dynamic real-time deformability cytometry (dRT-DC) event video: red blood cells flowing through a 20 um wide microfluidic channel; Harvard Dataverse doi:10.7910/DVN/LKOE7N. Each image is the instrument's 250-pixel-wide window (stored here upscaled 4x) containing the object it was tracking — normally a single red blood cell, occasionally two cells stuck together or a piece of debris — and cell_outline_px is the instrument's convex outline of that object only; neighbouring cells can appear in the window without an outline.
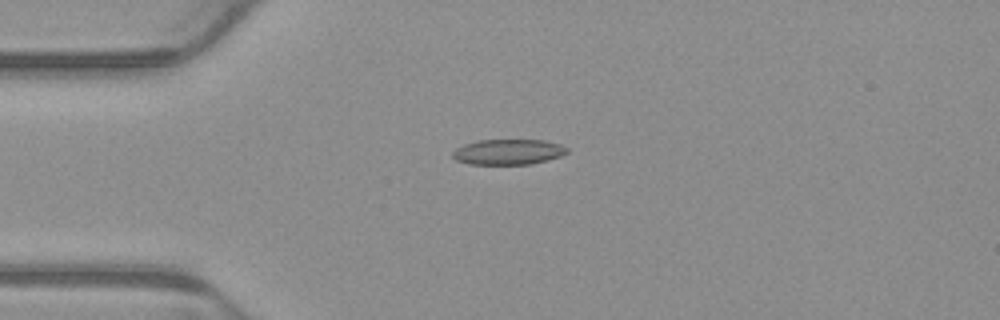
{"species": "common noctule bat (a hibernating species)", "species_latin": "Nyctalus noctula", "temperature_condition": "warm", "stored_images_in_passage": 6, "camera_frame_rate_fps": 3000, "um_per_image_px": 0.085, "animal": {"sex": "male", "body_mass_g": 23.1, "forearm_length_mm": 52.7}, "frame": {"image": 1, "passage_image": 3, "time_ms": 0.667, "image_size_px": [1000, 320], "cell_outline_px": [[568, 152], [560, 156], [548, 160], [532, 164], [468, 164], [456, 160], [452, 156], [452, 152], [456, 148], [464, 144], [476, 140], [544, 140], [560, 144], [568, 148]], "centroid_in_image_um": [43.19, 12.91], "position_along_channel_um": 41.8, "area_um2": 17.05}}
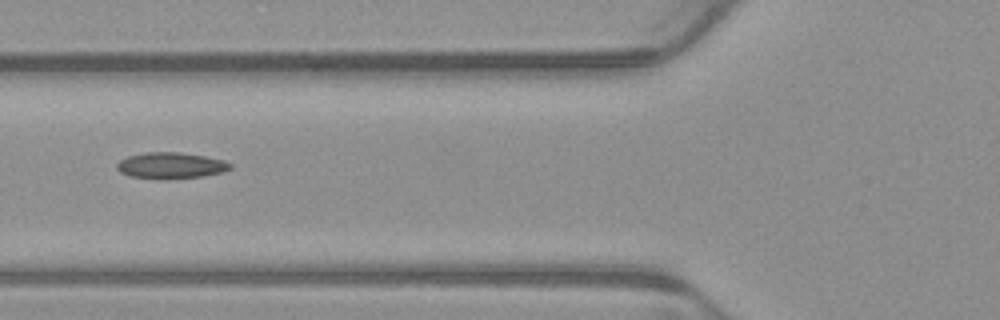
{"frame": {"image": 2, "passage_image": 5, "time_ms": 1.333, "image_size_px": [1000, 320], "cell_outline_px": [[232, 168], [224, 172], [204, 176], [168, 180], [156, 180], [128, 176], [120, 172], [116, 168], [116, 164], [120, 160], [128, 156], [144, 152], [180, 152], [204, 156], [224, 160], [232, 164]], "centroid_in_image_um": [14.51, 14.09], "position_along_channel_um": 111.3, "area_um2": 17.8}}
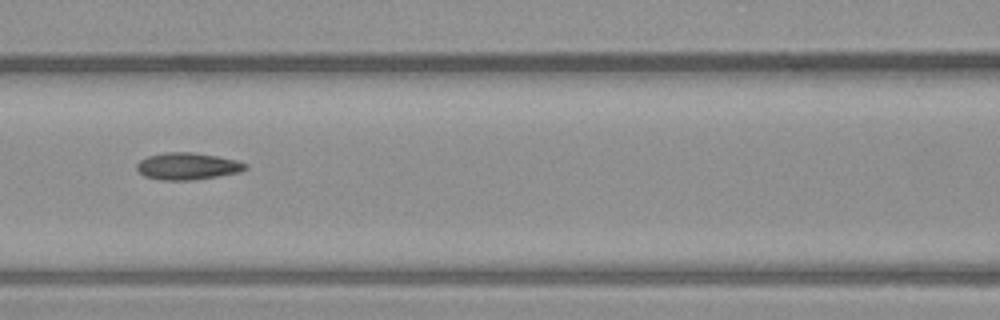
{"frame": {"image": 3, "passage_image": 6, "time_ms": 1.667, "image_size_px": [1000, 320], "cell_outline_px": [[248, 168], [240, 172], [192, 180], [160, 180], [144, 176], [136, 168], [136, 164], [140, 160], [148, 156], [164, 152], [192, 152], [216, 156], [236, 160], [248, 164]], "centroid_in_image_um": [15.93, 14.12], "position_along_channel_um": 150.7, "area_um2": 17.05}}